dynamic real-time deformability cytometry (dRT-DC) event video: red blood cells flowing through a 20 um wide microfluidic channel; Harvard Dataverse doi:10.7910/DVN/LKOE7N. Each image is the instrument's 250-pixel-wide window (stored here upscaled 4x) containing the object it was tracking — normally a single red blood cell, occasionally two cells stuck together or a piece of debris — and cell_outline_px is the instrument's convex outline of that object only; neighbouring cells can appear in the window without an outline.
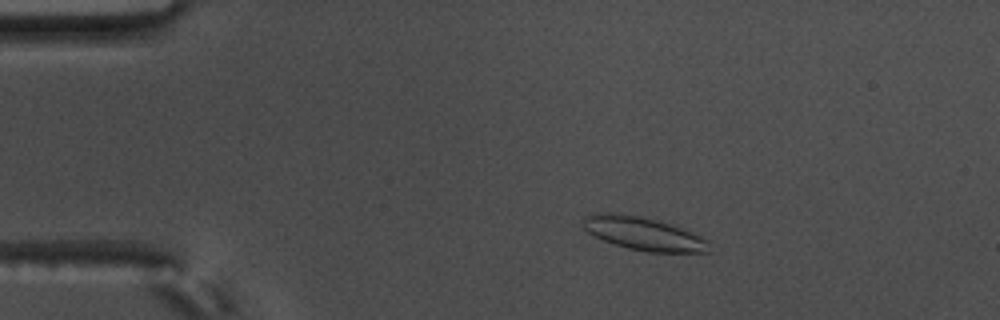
{"species": "common noctule bat (a hibernating species)", "species_latin": "Nyctalus noctula", "temperature_condition": "warm", "stored_images_in_passage": 57, "camera_frame_rate_fps": 3000, "um_per_image_px": 0.085, "animal": {"sex": "male", "body_mass_g": 17.5, "forearm_length_mm": 52.3}, "frame": {"image": 1, "passage_image": 10, "time_ms": 3.0, "image_size_px": [1000, 320], "cell_outline_px": [[712, 252], [648, 252], [628, 248], [604, 240], [588, 232], [584, 228], [580, 220], [588, 212], [612, 212], [640, 216], [656, 220], [684, 228], [708, 240]], "centroid_in_image_um": [54.67, 19.83], "position_along_channel_um": 30.3, "area_um2": 24.62}}
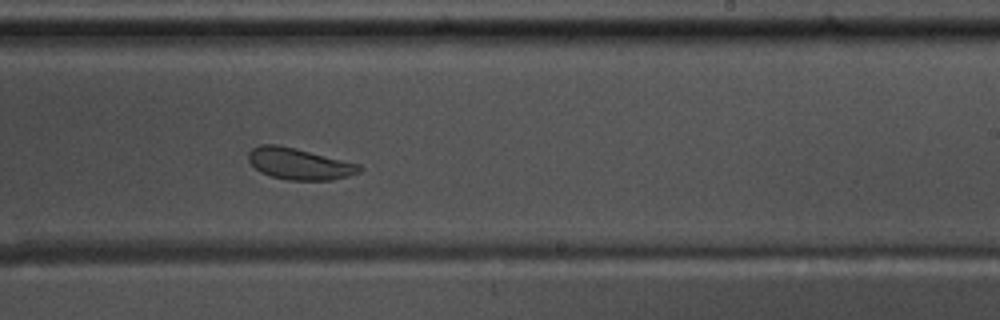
{"frame": {"image": 2, "passage_image": 35, "time_ms": 11.333, "image_size_px": [1000, 320], "cell_outline_px": [[364, 168], [360, 172], [348, 176], [332, 180], [288, 180], [272, 176], [260, 172], [248, 160], [248, 152], [252, 148], [260, 144], [276, 144], [296, 148], [360, 164]], "centroid_in_image_um": [25.45, 13.92], "position_along_channel_um": 263.6, "area_um2": 20.4}}
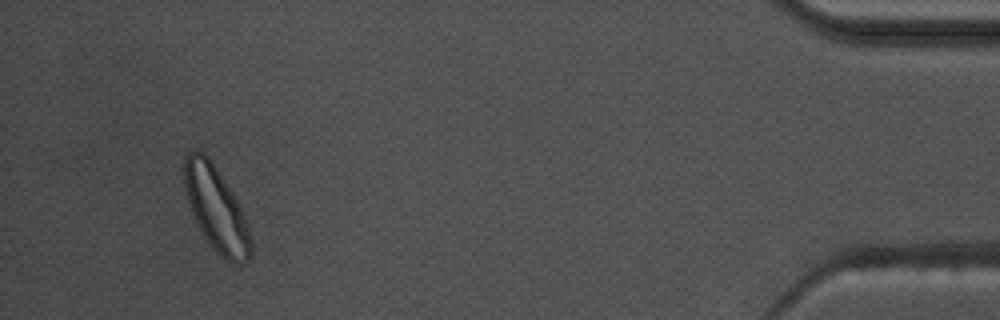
{"frame": {"image": 3, "passage_image": 54, "time_ms": 17.667, "image_size_px": [1000, 320], "cell_outline_px": [[252, 256], [248, 260], [240, 264], [232, 264], [224, 260], [212, 248], [204, 236], [192, 212], [188, 200], [184, 180], [184, 156], [188, 152], [204, 152], [208, 156], [216, 168], [236, 200], [244, 216], [252, 240]], "centroid_in_image_um": [18.39, 17.82], "position_along_channel_um": 416.8, "area_um2": 32.25}, "authors_computed_cell_mechanics": {"area_um2": 22.9466, "velocity_mm_per_s": 3.5222, "shape_relaxation_time_tau1_ms": 5.5822, "shape_relaxation_time_tau2_ms": 2.2941, "deformation_change_tau1": 0.1111, "deformation_change_tau2": 0.0681}}